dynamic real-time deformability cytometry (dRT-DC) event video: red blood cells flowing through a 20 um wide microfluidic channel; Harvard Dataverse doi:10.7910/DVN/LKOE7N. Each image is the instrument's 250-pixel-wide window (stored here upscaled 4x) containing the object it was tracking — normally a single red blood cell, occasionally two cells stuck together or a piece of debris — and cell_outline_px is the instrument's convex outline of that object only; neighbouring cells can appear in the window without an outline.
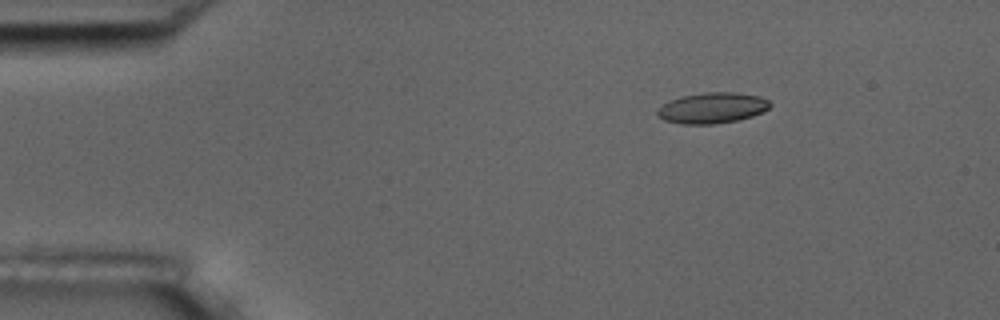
{"species": "common noctule bat (a hibernating species)", "species_latin": "Nyctalus noctula", "temperature_condition": "room temperature", "stored_images_in_passage": 9, "camera_frame_rate_fps": 3000, "um_per_image_px": 0.085, "animal": {"sex": "male", "body_mass_g": 17.5, "forearm_length_mm": 52.3}, "frame": {"image": 1, "passage_image": 2, "time_ms": 0.333, "image_size_px": [1000, 320], "cell_outline_px": [[772, 104], [764, 112], [752, 116], [736, 120], [716, 124], [680, 124], [664, 120], [656, 116], [656, 112], [668, 100], [680, 96], [704, 92], [732, 92], [760, 96], [768, 100]], "centroid_in_image_um": [60.52, 9.17], "position_along_channel_um": 24.5, "area_um2": 20.35}}
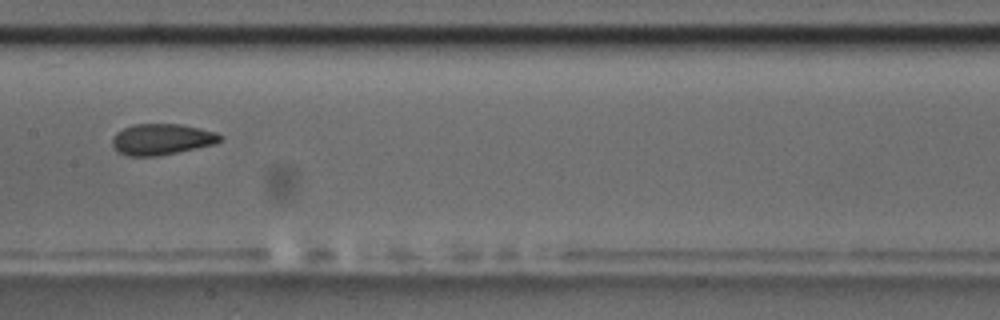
{"frame": {"image": 2, "passage_image": 7, "time_ms": 2.0, "image_size_px": [1000, 320], "cell_outline_px": [[224, 136], [216, 144], [156, 156], [128, 156], [116, 152], [112, 144], [112, 140], [116, 132], [124, 128], [136, 124], [180, 124], [200, 128], [216, 132]], "centroid_in_image_um": [13.74, 11.84], "position_along_channel_um": 193.7, "area_um2": 19.54}}
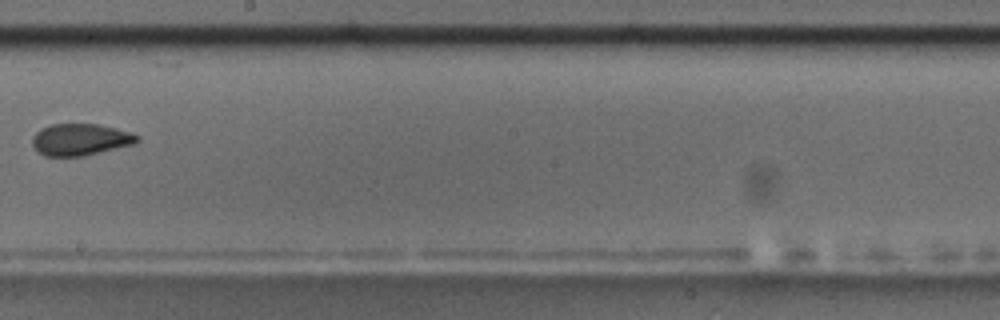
{"frame": {"image": 3, "passage_image": 8, "time_ms": 2.333, "image_size_px": [1000, 320], "cell_outline_px": [[140, 140], [136, 144], [84, 156], [44, 156], [36, 152], [32, 144], [32, 136], [40, 128], [52, 124], [100, 124], [116, 128], [140, 136]], "centroid_in_image_um": [6.82, 11.87], "position_along_channel_um": 241.4, "area_um2": 19.71}}